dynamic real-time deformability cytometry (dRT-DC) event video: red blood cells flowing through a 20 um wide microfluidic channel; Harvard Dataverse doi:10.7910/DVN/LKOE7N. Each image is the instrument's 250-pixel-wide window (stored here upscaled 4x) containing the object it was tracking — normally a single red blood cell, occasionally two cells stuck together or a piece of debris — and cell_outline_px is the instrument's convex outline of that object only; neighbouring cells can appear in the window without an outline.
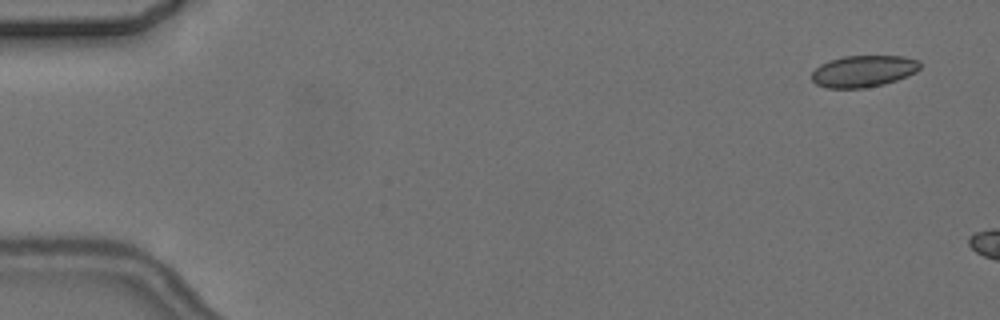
{"species": "common noctule bat (a hibernating species)", "species_latin": "Nyctalus noctula", "temperature_condition": "cold", "stored_images_in_passage": 3, "camera_frame_rate_fps": 3000, "um_per_image_px": 0.085, "animal": {"sex": "female", "body_mass_g": 24.6, "forearm_length_mm": 56.2}, "frame": {"image": 1, "passage_image": 1, "time_ms": 0.0, "image_size_px": [1000, 320], "cell_outline_px": [[920, 68], [916, 72], [896, 80], [884, 84], [864, 88], [828, 88], [816, 84], [812, 80], [812, 72], [820, 64], [828, 60], [844, 56], [904, 56], [920, 60]], "centroid_in_image_um": [73.39, 6.04], "position_along_channel_um": 11.6, "area_um2": 20.06}}